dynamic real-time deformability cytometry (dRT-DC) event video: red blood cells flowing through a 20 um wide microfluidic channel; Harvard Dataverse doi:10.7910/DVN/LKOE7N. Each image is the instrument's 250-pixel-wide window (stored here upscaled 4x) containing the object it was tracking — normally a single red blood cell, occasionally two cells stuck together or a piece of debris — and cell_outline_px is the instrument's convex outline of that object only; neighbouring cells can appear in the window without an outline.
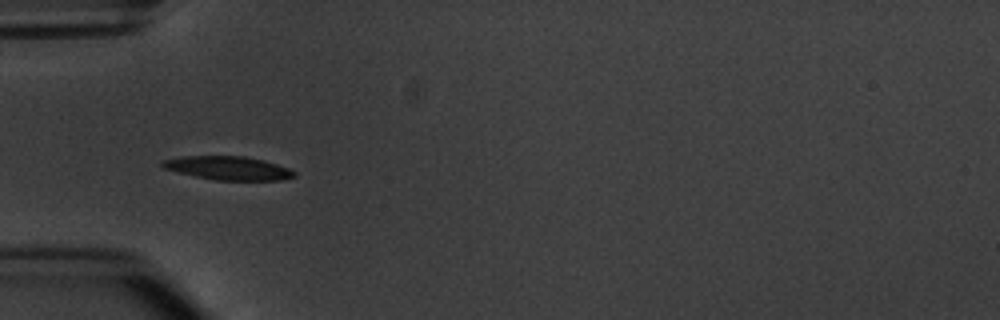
{"species": "common noctule bat (a hibernating species)", "species_latin": "Nyctalus noctula", "temperature_condition": "warm", "stored_images_in_passage": 7, "camera_frame_rate_fps": 3000, "um_per_image_px": 0.085, "animal": {"sex": "male", "body_mass_g": 20.1, "forearm_length_mm": 53.5}, "frame": {"image": 1, "passage_image": 5, "time_ms": 5.667, "image_size_px": [1000, 320], "cell_outline_px": [[296, 176], [280, 180], [216, 180], [196, 176], [164, 168], [160, 164], [160, 160], [180, 156], [244, 156], [264, 160], [288, 168], [296, 172]], "centroid_in_image_um": [19.39, 14.28], "position_along_channel_um": 65.6, "area_um2": 18.03}}